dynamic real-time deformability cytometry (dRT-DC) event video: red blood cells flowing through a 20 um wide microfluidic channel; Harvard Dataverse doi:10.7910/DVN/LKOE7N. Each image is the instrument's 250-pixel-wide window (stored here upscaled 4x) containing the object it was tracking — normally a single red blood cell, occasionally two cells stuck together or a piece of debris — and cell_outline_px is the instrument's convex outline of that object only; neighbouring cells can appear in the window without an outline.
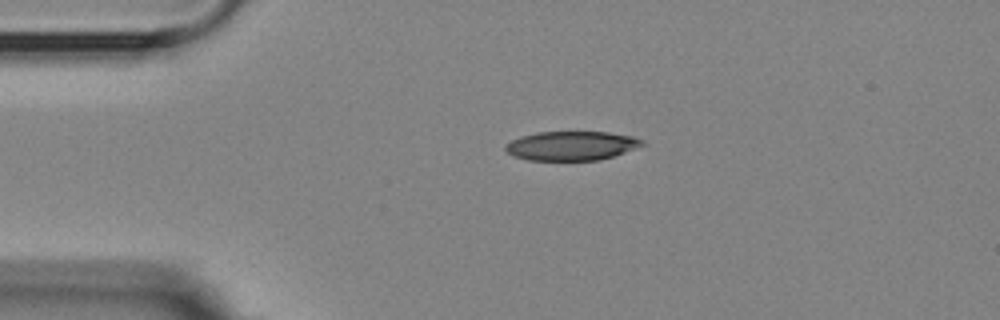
{"species": "Egyptian fruit bat (a non-hibernating species)", "species_latin": "Rousettus aegyptiacus", "temperature_condition": "room temperature", "stored_images_in_passage": 44, "camera_frame_rate_fps": 3000, "um_per_image_px": 0.085, "animal": {"sex": "female"}, "frame": {"image": 1, "passage_image": 1, "time_ms": 0.0, "image_size_px": [1000, 320], "cell_outline_px": [[644, 144], [624, 152], [600, 160], [528, 160], [512, 156], [504, 148], [504, 144], [520, 136], [536, 132], [608, 132], [632, 136], [644, 140]], "centroid_in_image_um": [48.52, 12.38], "position_along_channel_um": 36.5, "area_um2": 23.18}}
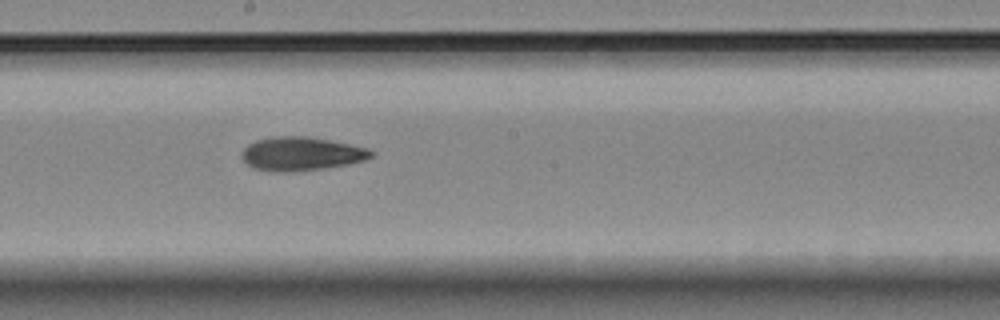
{"frame": {"image": 2, "passage_image": 19, "time_ms": 6.0, "image_size_px": [1000, 320], "cell_outline_px": [[376, 152], [372, 156], [364, 160], [348, 164], [324, 168], [296, 172], [276, 172], [256, 168], [248, 164], [240, 156], [240, 152], [248, 144], [256, 140], [272, 136], [308, 136], [368, 148]], "centroid_in_image_um": [25.59, 13.07], "position_along_channel_um": 222.6, "area_um2": 25.43}}
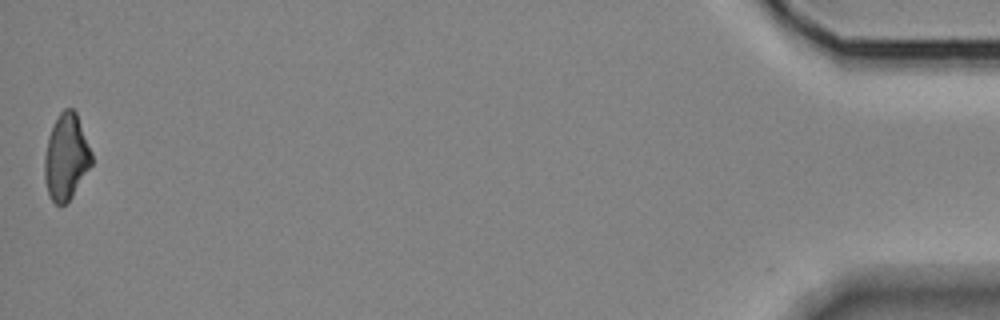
{"frame": {"image": 3, "passage_image": 44, "time_ms": 14.333, "image_size_px": [1000, 320], "cell_outline_px": [[92, 164], [72, 196], [64, 204], [56, 204], [48, 196], [44, 180], [44, 156], [48, 136], [60, 112], [64, 108], [72, 108], [76, 112], [92, 152]], "centroid_in_image_um": [5.61, 13.35], "position_along_channel_um": 429.6, "area_um2": 23.52}, "authors_computed_cell_mechanics": {"area_um2": 24.6517, "velocity_mm_per_s": 3.6084, "shape_relaxation_time_tau1_ms": 8.5257, "shape_relaxation_time_tau2_ms": 6.1406, "deformation_change_tau1": 0.1897, "deformation_change_tau2": 0.158}}